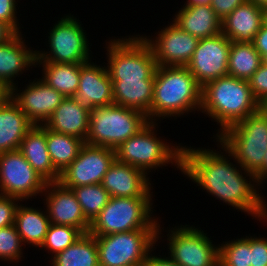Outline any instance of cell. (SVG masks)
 <instances>
[{"instance_id":"obj_1","label":"cell","mask_w":267,"mask_h":266,"mask_svg":"<svg viewBox=\"0 0 267 266\" xmlns=\"http://www.w3.org/2000/svg\"><path fill=\"white\" fill-rule=\"evenodd\" d=\"M213 141L217 149L183 145L181 174L198 190L267 226L266 196L256 176L243 169L218 140Z\"/></svg>"},{"instance_id":"obj_2","label":"cell","mask_w":267,"mask_h":266,"mask_svg":"<svg viewBox=\"0 0 267 266\" xmlns=\"http://www.w3.org/2000/svg\"><path fill=\"white\" fill-rule=\"evenodd\" d=\"M201 101L202 86L186 66H157L147 118L149 122L161 123L166 118L176 120L190 113L200 114Z\"/></svg>"},{"instance_id":"obj_3","label":"cell","mask_w":267,"mask_h":266,"mask_svg":"<svg viewBox=\"0 0 267 266\" xmlns=\"http://www.w3.org/2000/svg\"><path fill=\"white\" fill-rule=\"evenodd\" d=\"M259 109L252 95L249 82L227 75L202 87L200 114L211 118L219 126L210 139H216L225 130Z\"/></svg>"},{"instance_id":"obj_4","label":"cell","mask_w":267,"mask_h":266,"mask_svg":"<svg viewBox=\"0 0 267 266\" xmlns=\"http://www.w3.org/2000/svg\"><path fill=\"white\" fill-rule=\"evenodd\" d=\"M160 122H149L138 133L115 149L116 160L143 170L150 176L164 167L174 166L181 173L183 143L174 144L161 137ZM160 128V129H159ZM159 129V130H158ZM158 131V132H157ZM168 141V142H167ZM171 164V165H170Z\"/></svg>"},{"instance_id":"obj_5","label":"cell","mask_w":267,"mask_h":266,"mask_svg":"<svg viewBox=\"0 0 267 266\" xmlns=\"http://www.w3.org/2000/svg\"><path fill=\"white\" fill-rule=\"evenodd\" d=\"M153 198L110 197L107 205L90 223L89 233L105 236L140 229H157L162 217L154 213L156 205Z\"/></svg>"},{"instance_id":"obj_6","label":"cell","mask_w":267,"mask_h":266,"mask_svg":"<svg viewBox=\"0 0 267 266\" xmlns=\"http://www.w3.org/2000/svg\"><path fill=\"white\" fill-rule=\"evenodd\" d=\"M246 171L256 175L267 151V118L258 109L216 138Z\"/></svg>"},{"instance_id":"obj_7","label":"cell","mask_w":267,"mask_h":266,"mask_svg":"<svg viewBox=\"0 0 267 266\" xmlns=\"http://www.w3.org/2000/svg\"><path fill=\"white\" fill-rule=\"evenodd\" d=\"M157 227V244L166 242L168 256L180 266H219V244L211 240L208 233L188 223ZM180 225V226H179ZM163 226V227H162ZM166 232V236L162 233ZM164 235V236H163ZM210 236V238H209ZM166 237L162 240V238ZM165 240V241H164ZM214 242V244H213ZM216 243V244H215Z\"/></svg>"},{"instance_id":"obj_8","label":"cell","mask_w":267,"mask_h":266,"mask_svg":"<svg viewBox=\"0 0 267 266\" xmlns=\"http://www.w3.org/2000/svg\"><path fill=\"white\" fill-rule=\"evenodd\" d=\"M137 34L105 40V65L110 79H155L157 64L153 52Z\"/></svg>"},{"instance_id":"obj_9","label":"cell","mask_w":267,"mask_h":266,"mask_svg":"<svg viewBox=\"0 0 267 266\" xmlns=\"http://www.w3.org/2000/svg\"><path fill=\"white\" fill-rule=\"evenodd\" d=\"M149 123L137 110L111 104L90 111L89 132L85 143L115 150Z\"/></svg>"},{"instance_id":"obj_10","label":"cell","mask_w":267,"mask_h":266,"mask_svg":"<svg viewBox=\"0 0 267 266\" xmlns=\"http://www.w3.org/2000/svg\"><path fill=\"white\" fill-rule=\"evenodd\" d=\"M82 25V21L74 14L58 17V21L48 30L49 35L45 34L48 50L36 49V62L87 63L96 60L90 50L92 43H89L88 33Z\"/></svg>"},{"instance_id":"obj_11","label":"cell","mask_w":267,"mask_h":266,"mask_svg":"<svg viewBox=\"0 0 267 266\" xmlns=\"http://www.w3.org/2000/svg\"><path fill=\"white\" fill-rule=\"evenodd\" d=\"M99 266H143L157 245V229H140L95 236Z\"/></svg>"},{"instance_id":"obj_12","label":"cell","mask_w":267,"mask_h":266,"mask_svg":"<svg viewBox=\"0 0 267 266\" xmlns=\"http://www.w3.org/2000/svg\"><path fill=\"white\" fill-rule=\"evenodd\" d=\"M46 184L47 181L32 168L19 150L0 153L1 195L29 203L32 199H40Z\"/></svg>"},{"instance_id":"obj_13","label":"cell","mask_w":267,"mask_h":266,"mask_svg":"<svg viewBox=\"0 0 267 266\" xmlns=\"http://www.w3.org/2000/svg\"><path fill=\"white\" fill-rule=\"evenodd\" d=\"M167 24L155 35H139L150 46L157 66H186L199 39L182 30L172 20Z\"/></svg>"},{"instance_id":"obj_14","label":"cell","mask_w":267,"mask_h":266,"mask_svg":"<svg viewBox=\"0 0 267 266\" xmlns=\"http://www.w3.org/2000/svg\"><path fill=\"white\" fill-rule=\"evenodd\" d=\"M115 159V150L85 143L77 158L60 174L59 182L69 189L99 184Z\"/></svg>"},{"instance_id":"obj_15","label":"cell","mask_w":267,"mask_h":266,"mask_svg":"<svg viewBox=\"0 0 267 266\" xmlns=\"http://www.w3.org/2000/svg\"><path fill=\"white\" fill-rule=\"evenodd\" d=\"M230 46L231 41L222 33L199 39L186 67L202 87L207 82L228 75Z\"/></svg>"},{"instance_id":"obj_16","label":"cell","mask_w":267,"mask_h":266,"mask_svg":"<svg viewBox=\"0 0 267 266\" xmlns=\"http://www.w3.org/2000/svg\"><path fill=\"white\" fill-rule=\"evenodd\" d=\"M27 83L24 88L18 84L13 86L9 90V97L34 125H43L65 96L48 86L40 77L29 79Z\"/></svg>"},{"instance_id":"obj_17","label":"cell","mask_w":267,"mask_h":266,"mask_svg":"<svg viewBox=\"0 0 267 266\" xmlns=\"http://www.w3.org/2000/svg\"><path fill=\"white\" fill-rule=\"evenodd\" d=\"M41 199L50 223L72 226L89 233L91 222L84 216L72 189L64 187L59 181L47 182Z\"/></svg>"},{"instance_id":"obj_18","label":"cell","mask_w":267,"mask_h":266,"mask_svg":"<svg viewBox=\"0 0 267 266\" xmlns=\"http://www.w3.org/2000/svg\"><path fill=\"white\" fill-rule=\"evenodd\" d=\"M98 64L91 60L80 63V79L77 93L74 99L92 110L96 107L111 105L114 103L112 81L104 63Z\"/></svg>"},{"instance_id":"obj_19","label":"cell","mask_w":267,"mask_h":266,"mask_svg":"<svg viewBox=\"0 0 267 266\" xmlns=\"http://www.w3.org/2000/svg\"><path fill=\"white\" fill-rule=\"evenodd\" d=\"M22 33H16L9 41L0 43V82L8 90L18 84L17 79L20 80L24 72L36 67V49L30 46L25 33Z\"/></svg>"},{"instance_id":"obj_20","label":"cell","mask_w":267,"mask_h":266,"mask_svg":"<svg viewBox=\"0 0 267 266\" xmlns=\"http://www.w3.org/2000/svg\"><path fill=\"white\" fill-rule=\"evenodd\" d=\"M101 185L111 197H155L154 184L143 170L116 159L108 168Z\"/></svg>"},{"instance_id":"obj_21","label":"cell","mask_w":267,"mask_h":266,"mask_svg":"<svg viewBox=\"0 0 267 266\" xmlns=\"http://www.w3.org/2000/svg\"><path fill=\"white\" fill-rule=\"evenodd\" d=\"M90 110L74 97H65L44 124L48 129L77 137L84 142L89 132Z\"/></svg>"},{"instance_id":"obj_22","label":"cell","mask_w":267,"mask_h":266,"mask_svg":"<svg viewBox=\"0 0 267 266\" xmlns=\"http://www.w3.org/2000/svg\"><path fill=\"white\" fill-rule=\"evenodd\" d=\"M263 23V8L246 1L222 20V34L230 41L253 42Z\"/></svg>"},{"instance_id":"obj_23","label":"cell","mask_w":267,"mask_h":266,"mask_svg":"<svg viewBox=\"0 0 267 266\" xmlns=\"http://www.w3.org/2000/svg\"><path fill=\"white\" fill-rule=\"evenodd\" d=\"M170 20L198 39L222 33V20L215 14L211 5H181Z\"/></svg>"},{"instance_id":"obj_24","label":"cell","mask_w":267,"mask_h":266,"mask_svg":"<svg viewBox=\"0 0 267 266\" xmlns=\"http://www.w3.org/2000/svg\"><path fill=\"white\" fill-rule=\"evenodd\" d=\"M19 151L32 168L47 182H58L60 173L54 168L46 143V126L35 125L21 141Z\"/></svg>"},{"instance_id":"obj_25","label":"cell","mask_w":267,"mask_h":266,"mask_svg":"<svg viewBox=\"0 0 267 266\" xmlns=\"http://www.w3.org/2000/svg\"><path fill=\"white\" fill-rule=\"evenodd\" d=\"M35 126L8 96L0 103V153L19 150L25 134Z\"/></svg>"},{"instance_id":"obj_26","label":"cell","mask_w":267,"mask_h":266,"mask_svg":"<svg viewBox=\"0 0 267 266\" xmlns=\"http://www.w3.org/2000/svg\"><path fill=\"white\" fill-rule=\"evenodd\" d=\"M26 203L27 201H20L18 204L14 225L25 247L27 244L28 247L39 249L45 240L50 220L46 208Z\"/></svg>"},{"instance_id":"obj_27","label":"cell","mask_w":267,"mask_h":266,"mask_svg":"<svg viewBox=\"0 0 267 266\" xmlns=\"http://www.w3.org/2000/svg\"><path fill=\"white\" fill-rule=\"evenodd\" d=\"M155 79H111L114 104L150 115Z\"/></svg>"},{"instance_id":"obj_28","label":"cell","mask_w":267,"mask_h":266,"mask_svg":"<svg viewBox=\"0 0 267 266\" xmlns=\"http://www.w3.org/2000/svg\"><path fill=\"white\" fill-rule=\"evenodd\" d=\"M41 80L65 97H73L79 87L80 63L36 62Z\"/></svg>"},{"instance_id":"obj_29","label":"cell","mask_w":267,"mask_h":266,"mask_svg":"<svg viewBox=\"0 0 267 266\" xmlns=\"http://www.w3.org/2000/svg\"><path fill=\"white\" fill-rule=\"evenodd\" d=\"M47 266H99L95 236L84 233L72 245L52 258Z\"/></svg>"},{"instance_id":"obj_30","label":"cell","mask_w":267,"mask_h":266,"mask_svg":"<svg viewBox=\"0 0 267 266\" xmlns=\"http://www.w3.org/2000/svg\"><path fill=\"white\" fill-rule=\"evenodd\" d=\"M47 150L54 168L61 174L78 156L85 142L46 127Z\"/></svg>"},{"instance_id":"obj_31","label":"cell","mask_w":267,"mask_h":266,"mask_svg":"<svg viewBox=\"0 0 267 266\" xmlns=\"http://www.w3.org/2000/svg\"><path fill=\"white\" fill-rule=\"evenodd\" d=\"M263 63L253 42L231 41L228 75L241 80H249Z\"/></svg>"},{"instance_id":"obj_32","label":"cell","mask_w":267,"mask_h":266,"mask_svg":"<svg viewBox=\"0 0 267 266\" xmlns=\"http://www.w3.org/2000/svg\"><path fill=\"white\" fill-rule=\"evenodd\" d=\"M219 244V266H251V235Z\"/></svg>"},{"instance_id":"obj_33","label":"cell","mask_w":267,"mask_h":266,"mask_svg":"<svg viewBox=\"0 0 267 266\" xmlns=\"http://www.w3.org/2000/svg\"><path fill=\"white\" fill-rule=\"evenodd\" d=\"M74 192L84 216L92 222L110 200V194L99 184L77 186L71 188Z\"/></svg>"},{"instance_id":"obj_34","label":"cell","mask_w":267,"mask_h":266,"mask_svg":"<svg viewBox=\"0 0 267 266\" xmlns=\"http://www.w3.org/2000/svg\"><path fill=\"white\" fill-rule=\"evenodd\" d=\"M84 233L75 227L50 223L45 240L39 250H45L52 258L72 245Z\"/></svg>"},{"instance_id":"obj_35","label":"cell","mask_w":267,"mask_h":266,"mask_svg":"<svg viewBox=\"0 0 267 266\" xmlns=\"http://www.w3.org/2000/svg\"><path fill=\"white\" fill-rule=\"evenodd\" d=\"M25 248L14 224L0 228V261L17 266L20 261L25 260Z\"/></svg>"},{"instance_id":"obj_36","label":"cell","mask_w":267,"mask_h":266,"mask_svg":"<svg viewBox=\"0 0 267 266\" xmlns=\"http://www.w3.org/2000/svg\"><path fill=\"white\" fill-rule=\"evenodd\" d=\"M18 2L20 0H0V21L7 23L16 33H21L24 27L20 22V15L17 14L20 13Z\"/></svg>"},{"instance_id":"obj_37","label":"cell","mask_w":267,"mask_h":266,"mask_svg":"<svg viewBox=\"0 0 267 266\" xmlns=\"http://www.w3.org/2000/svg\"><path fill=\"white\" fill-rule=\"evenodd\" d=\"M255 100L260 104L267 100V64L262 63L248 80Z\"/></svg>"},{"instance_id":"obj_38","label":"cell","mask_w":267,"mask_h":266,"mask_svg":"<svg viewBox=\"0 0 267 266\" xmlns=\"http://www.w3.org/2000/svg\"><path fill=\"white\" fill-rule=\"evenodd\" d=\"M20 201L19 198L0 194V228L14 224L16 208Z\"/></svg>"},{"instance_id":"obj_39","label":"cell","mask_w":267,"mask_h":266,"mask_svg":"<svg viewBox=\"0 0 267 266\" xmlns=\"http://www.w3.org/2000/svg\"><path fill=\"white\" fill-rule=\"evenodd\" d=\"M262 236H251V266H267V237Z\"/></svg>"},{"instance_id":"obj_40","label":"cell","mask_w":267,"mask_h":266,"mask_svg":"<svg viewBox=\"0 0 267 266\" xmlns=\"http://www.w3.org/2000/svg\"><path fill=\"white\" fill-rule=\"evenodd\" d=\"M247 0H212L211 7L215 14L221 19H225L236 7L244 4Z\"/></svg>"},{"instance_id":"obj_41","label":"cell","mask_w":267,"mask_h":266,"mask_svg":"<svg viewBox=\"0 0 267 266\" xmlns=\"http://www.w3.org/2000/svg\"><path fill=\"white\" fill-rule=\"evenodd\" d=\"M157 246L158 244L156 245V247H154L149 255L147 256V259L144 263L143 266H180L178 264H176L167 254L166 252L163 253L162 250H160V252L157 254L156 250H157ZM156 253H155V252ZM161 251H162V255L161 254ZM157 254V255H156ZM165 254V255H164ZM167 255V256H166Z\"/></svg>"},{"instance_id":"obj_42","label":"cell","mask_w":267,"mask_h":266,"mask_svg":"<svg viewBox=\"0 0 267 266\" xmlns=\"http://www.w3.org/2000/svg\"><path fill=\"white\" fill-rule=\"evenodd\" d=\"M254 46L263 59V63L267 64V25L263 23L260 31L254 38Z\"/></svg>"},{"instance_id":"obj_43","label":"cell","mask_w":267,"mask_h":266,"mask_svg":"<svg viewBox=\"0 0 267 266\" xmlns=\"http://www.w3.org/2000/svg\"><path fill=\"white\" fill-rule=\"evenodd\" d=\"M16 32L7 24L0 21V43L9 41Z\"/></svg>"},{"instance_id":"obj_44","label":"cell","mask_w":267,"mask_h":266,"mask_svg":"<svg viewBox=\"0 0 267 266\" xmlns=\"http://www.w3.org/2000/svg\"><path fill=\"white\" fill-rule=\"evenodd\" d=\"M255 176L261 190H264V187L266 188L265 184L267 183V151L265 154L264 166Z\"/></svg>"},{"instance_id":"obj_45","label":"cell","mask_w":267,"mask_h":266,"mask_svg":"<svg viewBox=\"0 0 267 266\" xmlns=\"http://www.w3.org/2000/svg\"><path fill=\"white\" fill-rule=\"evenodd\" d=\"M212 0H186L183 6L211 5Z\"/></svg>"},{"instance_id":"obj_46","label":"cell","mask_w":267,"mask_h":266,"mask_svg":"<svg viewBox=\"0 0 267 266\" xmlns=\"http://www.w3.org/2000/svg\"><path fill=\"white\" fill-rule=\"evenodd\" d=\"M9 96V90L0 82V103Z\"/></svg>"},{"instance_id":"obj_47","label":"cell","mask_w":267,"mask_h":266,"mask_svg":"<svg viewBox=\"0 0 267 266\" xmlns=\"http://www.w3.org/2000/svg\"><path fill=\"white\" fill-rule=\"evenodd\" d=\"M247 1L252 2V3H254L257 6H260L262 8L267 6V0H247Z\"/></svg>"},{"instance_id":"obj_48","label":"cell","mask_w":267,"mask_h":266,"mask_svg":"<svg viewBox=\"0 0 267 266\" xmlns=\"http://www.w3.org/2000/svg\"><path fill=\"white\" fill-rule=\"evenodd\" d=\"M259 109L267 118V100L259 104Z\"/></svg>"},{"instance_id":"obj_49","label":"cell","mask_w":267,"mask_h":266,"mask_svg":"<svg viewBox=\"0 0 267 266\" xmlns=\"http://www.w3.org/2000/svg\"><path fill=\"white\" fill-rule=\"evenodd\" d=\"M263 22L267 25V6L263 8Z\"/></svg>"}]
</instances>
